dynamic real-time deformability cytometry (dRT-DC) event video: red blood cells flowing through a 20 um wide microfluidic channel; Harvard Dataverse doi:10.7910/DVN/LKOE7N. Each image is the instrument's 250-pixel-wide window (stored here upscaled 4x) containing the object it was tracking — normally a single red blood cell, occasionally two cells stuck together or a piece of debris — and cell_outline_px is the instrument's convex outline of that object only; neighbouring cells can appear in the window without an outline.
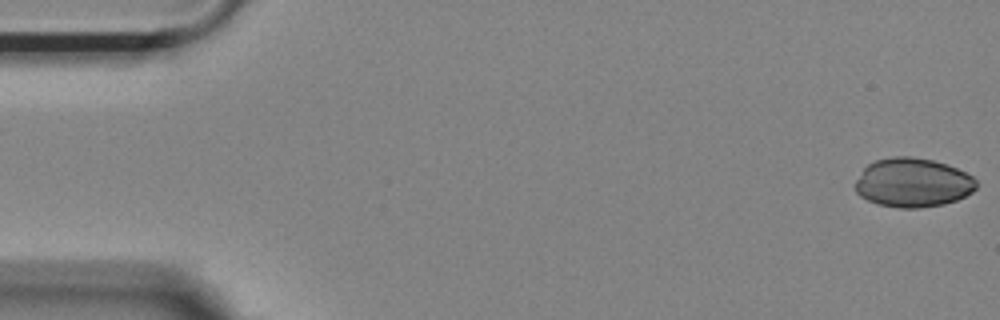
{"species": "Egyptian fruit bat (a non-hibernating species)", "species_latin": "Rousettus aegyptiacus", "temperature_condition": "room temperature", "stored_images_in_passage": 53, "camera_frame_rate_fps": 3000, "um_per_image_px": 0.085, "animal": {"sex": "female"}, "frame": {"image": 1, "passage_image": 1, "time_ms": 0.0, "image_size_px": [1000, 320], "cell_outline_px": [[976, 188], [972, 192], [956, 200], [944, 204], [916, 208], [900, 208], [880, 204], [868, 200], [860, 196], [856, 192], [856, 180], [864, 168], [868, 164], [876, 160], [892, 156], [912, 156], [932, 160], [956, 168], [972, 176], [976, 180]], "centroid_in_image_um": [77.58, 15.52], "position_along_channel_um": 7.4, "area_um2": 34.39}}
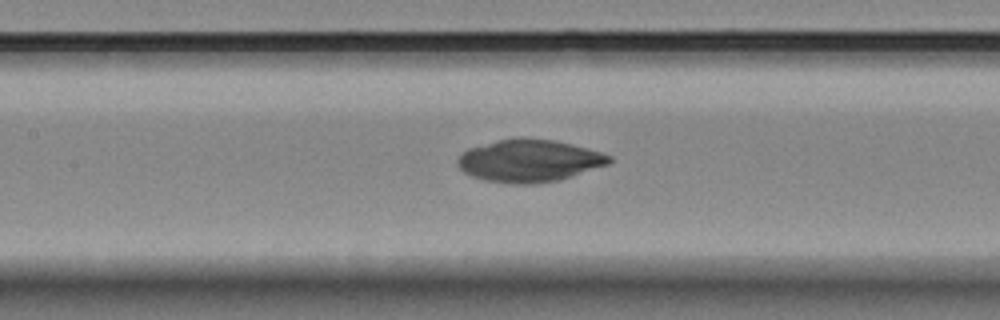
{"frame": {"image": 2, "passage_image": 24, "time_ms": 7.667, "image_size_px": [1000, 320], "cell_outline_px": [[612, 160], [608, 164], [572, 176], [556, 180], [532, 184], [512, 184], [484, 180], [472, 176], [464, 172], [456, 164], [456, 160], [468, 148], [496, 140], [520, 136], [524, 136], [552, 140], [600, 152], [612, 156]], "centroid_in_image_um": [44.93, 13.65], "position_along_channel_um": 162.5, "area_um2": 37.4}}
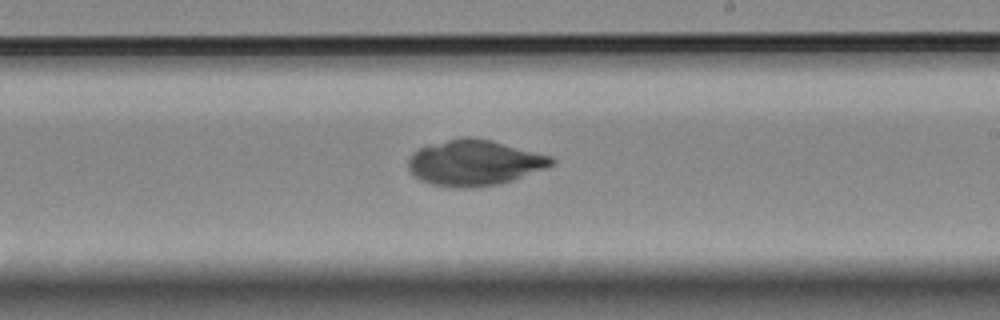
{"frame": {"image": 3, "passage_image": 31, "time_ms": 10.0, "image_size_px": [1000, 320], "cell_outline_px": [[556, 160], [552, 164], [544, 168], [512, 180], [496, 184], [472, 188], [456, 188], [432, 184], [420, 180], [408, 168], [408, 160], [412, 152], [420, 148], [460, 136], [472, 136], [492, 140], [552, 156]], "centroid_in_image_um": [40.31, 13.82], "position_along_channel_um": 248.7, "area_um2": 37.97}}